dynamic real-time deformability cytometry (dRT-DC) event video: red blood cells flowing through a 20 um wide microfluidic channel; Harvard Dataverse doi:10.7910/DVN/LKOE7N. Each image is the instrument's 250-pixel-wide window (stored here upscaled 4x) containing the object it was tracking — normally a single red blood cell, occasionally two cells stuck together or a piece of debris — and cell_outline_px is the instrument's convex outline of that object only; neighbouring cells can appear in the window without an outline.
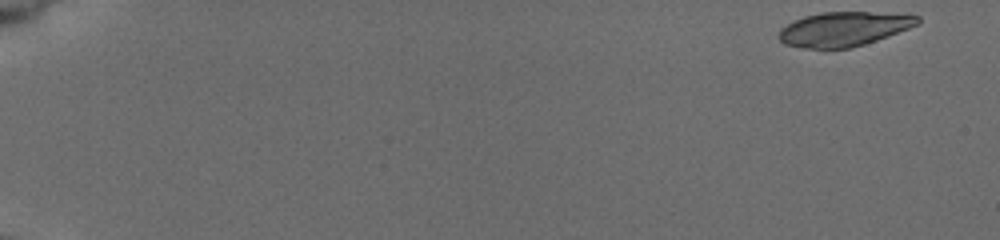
{"species": "common noctule bat (a hibernating species)", "species_latin": "Nyctalus noctula", "temperature_condition": "cold", "stored_images_in_passage": 9, "camera_frame_rate_fps": 3000, "um_per_image_px": 0.085, "animal": {"sex": "female", "body_mass_g": 19.5, "forearm_length_mm": 54.1}, "frame": {"image": 1, "passage_image": 1, "time_ms": 0.0, "image_size_px": [1000, 240], "cell_outline_px": [[920, 24], [888, 36], [864, 44], [848, 48], [800, 48], [784, 44], [780, 40], [780, 28], [792, 20], [804, 16], [820, 12], [868, 12], [920, 16]], "centroid_in_image_um": [71.69, 2.46], "position_along_channel_um": 13.3, "area_um2": 27.69}}
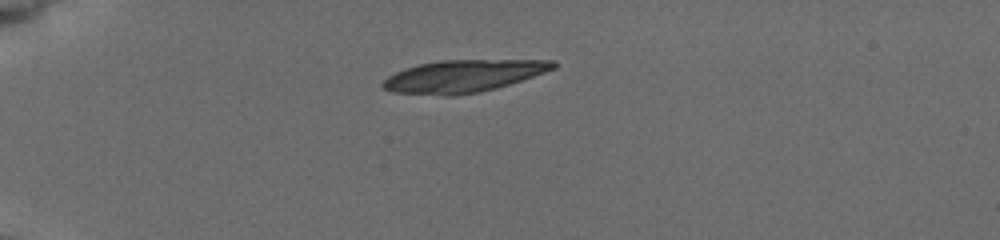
{"frame": {"image": 2, "passage_image": 6, "time_ms": 4.333, "image_size_px": [1000, 240], "cell_outline_px": [[556, 68], [496, 88], [480, 92], [452, 96], [444, 96], [392, 92], [384, 88], [380, 84], [388, 76], [396, 72], [420, 64], [440, 60], [556, 60]], "centroid_in_image_um": [39.36, 6.47], "position_along_channel_um": 45.6, "area_um2": 31.85}}